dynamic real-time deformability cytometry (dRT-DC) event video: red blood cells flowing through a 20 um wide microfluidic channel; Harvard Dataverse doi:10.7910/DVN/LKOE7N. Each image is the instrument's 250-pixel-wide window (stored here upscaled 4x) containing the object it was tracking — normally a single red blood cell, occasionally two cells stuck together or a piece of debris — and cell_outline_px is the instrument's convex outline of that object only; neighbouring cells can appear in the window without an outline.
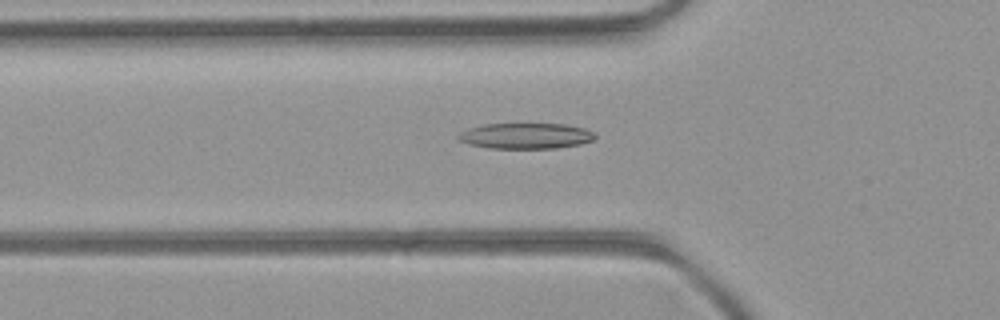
{"species": "common noctule bat (a hibernating species)", "species_latin": "Nyctalus noctula", "temperature_condition": "room temperature", "stored_images_in_passage": 48, "camera_frame_rate_fps": 3000, "um_per_image_px": 0.085, "animal": {"sex": "female", "body_mass_g": 21.9}, "frame": {"image": 1, "passage_image": 17, "time_ms": 5.333, "image_size_px": [1000, 320], "cell_outline_px": [[596, 136], [592, 140], [580, 144], [556, 148], [488, 148], [468, 144], [460, 140], [456, 136], [460, 132], [468, 128], [484, 124], [564, 124], [584, 128], [592, 132]], "centroid_in_image_um": [44.65, 11.55], "position_along_channel_um": 81.1, "area_um2": 20.4}}
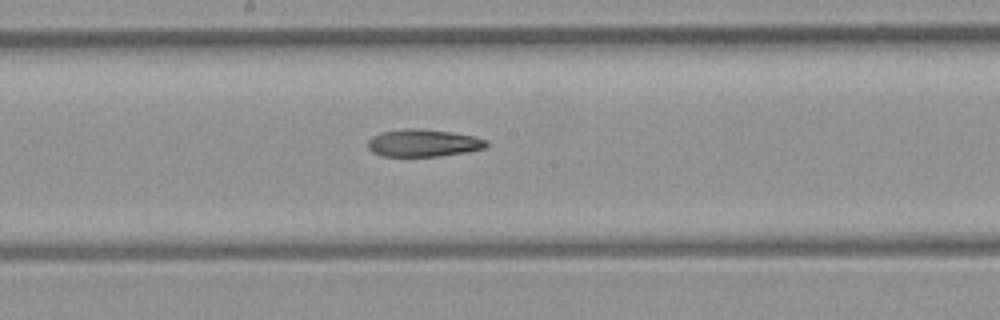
{"frame": {"image": 2, "passage_image": 26, "time_ms": 8.333, "image_size_px": [1000, 320], "cell_outline_px": [[488, 144], [484, 148], [468, 152], [440, 156], [384, 156], [372, 152], [368, 148], [368, 140], [372, 136], [380, 132], [404, 128], [416, 128], [452, 132], [472, 136], [484, 140]], "centroid_in_image_um": [35.93, 12.15], "position_along_channel_um": 212.3, "area_um2": 18.9}}
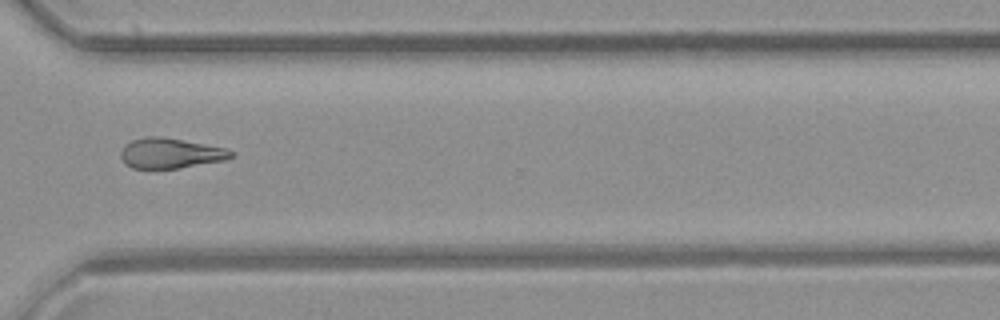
{"frame": {"image": 3, "passage_image": 36, "time_ms": 11.667, "image_size_px": [1000, 320], "cell_outline_px": [[232, 156], [224, 160], [180, 168], [132, 168], [124, 164], [120, 156], [120, 152], [124, 144], [132, 140], [148, 136], [160, 136], [224, 148], [232, 152]], "centroid_in_image_um": [14.4, 13.03], "position_along_channel_um": 356.2, "area_um2": 19.19}, "authors_computed_cell_mechanics": {"area_um2": 19.9988, "velocity_mm_per_s": 4.3395, "shape_relaxation_time_tau1_ms": 7.7817, "shape_relaxation_time_tau2_ms": 10.3867, "deformation_change_tau1": 0.1859, "deformation_change_tau2": 0.2418}}